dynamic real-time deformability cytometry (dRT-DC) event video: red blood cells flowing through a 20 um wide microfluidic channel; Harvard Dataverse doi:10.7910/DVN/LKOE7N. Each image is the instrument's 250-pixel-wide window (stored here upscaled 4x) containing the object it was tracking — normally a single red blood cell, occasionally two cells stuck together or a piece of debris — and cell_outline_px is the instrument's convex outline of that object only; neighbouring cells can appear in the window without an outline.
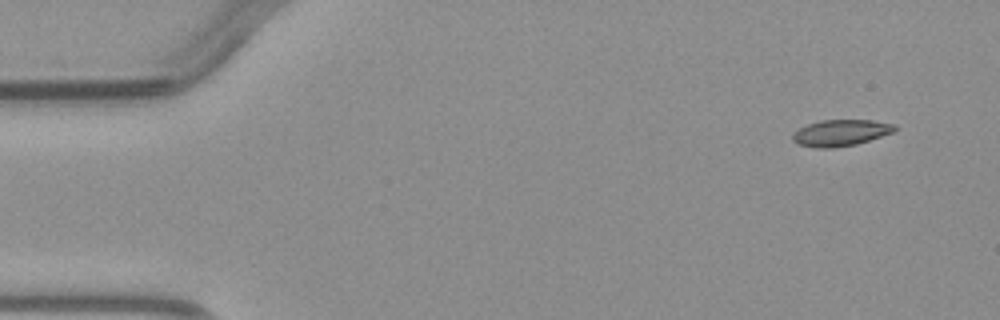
{"species": "common noctule bat (a hibernating species)", "species_latin": "Nyctalus noctula", "temperature_condition": "warm", "stored_images_in_passage": 5, "camera_frame_rate_fps": 3000, "um_per_image_px": 0.085, "animal": {"sex": "male", "body_mass_g": 23.1, "forearm_length_mm": 52.7}, "frame": {"image": 1, "passage_image": 1, "time_ms": 0.0, "image_size_px": [1000, 320], "cell_outline_px": [[896, 128], [892, 132], [856, 144], [832, 148], [816, 148], [800, 144], [792, 140], [792, 132], [808, 124], [820, 120], [872, 120], [896, 124]], "centroid_in_image_um": [71.43, 11.28], "position_along_channel_um": 13.6, "area_um2": 15.55}}
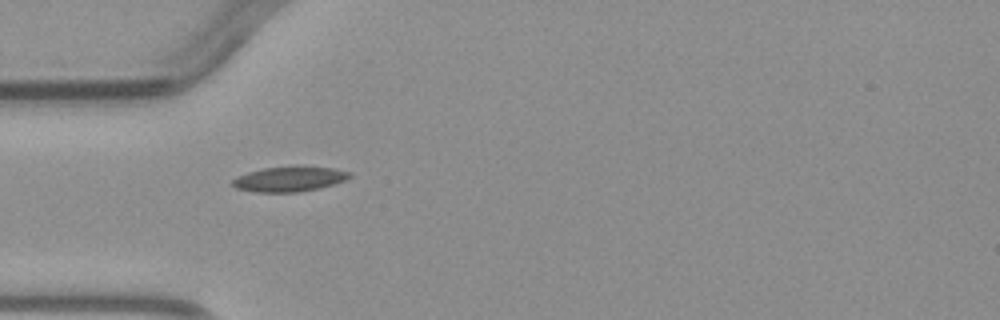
{"frame": {"image": 2, "passage_image": 4, "time_ms": 3.667, "image_size_px": [1000, 320], "cell_outline_px": [[352, 176], [344, 180], [320, 188], [300, 192], [256, 192], [236, 188], [232, 184], [232, 180], [248, 172], [264, 168], [296, 164], [332, 168], [352, 172]], "centroid_in_image_um": [24.64, 15.19], "position_along_channel_um": 60.4, "area_um2": 17.4}}
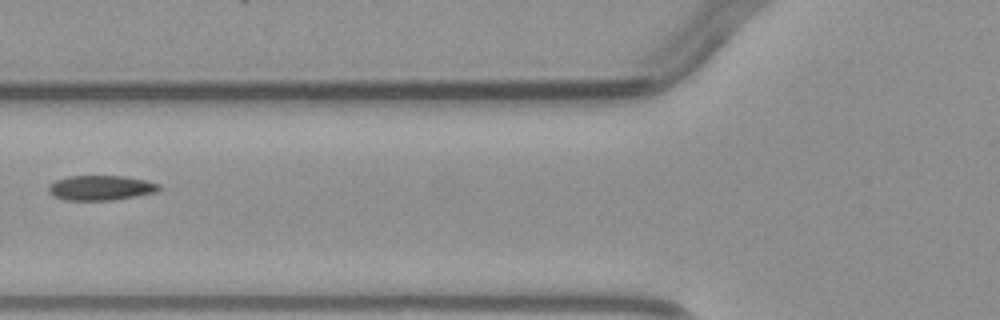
{"frame": {"image": 3, "passage_image": 5, "time_ms": 5.0, "image_size_px": [1000, 320], "cell_outline_px": [[160, 188], [156, 192], [136, 196], [112, 200], [64, 200], [48, 192], [48, 184], [56, 180], [68, 176], [124, 176], [144, 180], [160, 184]], "centroid_in_image_um": [8.54, 15.96], "position_along_channel_um": 117.3, "area_um2": 15.95}}